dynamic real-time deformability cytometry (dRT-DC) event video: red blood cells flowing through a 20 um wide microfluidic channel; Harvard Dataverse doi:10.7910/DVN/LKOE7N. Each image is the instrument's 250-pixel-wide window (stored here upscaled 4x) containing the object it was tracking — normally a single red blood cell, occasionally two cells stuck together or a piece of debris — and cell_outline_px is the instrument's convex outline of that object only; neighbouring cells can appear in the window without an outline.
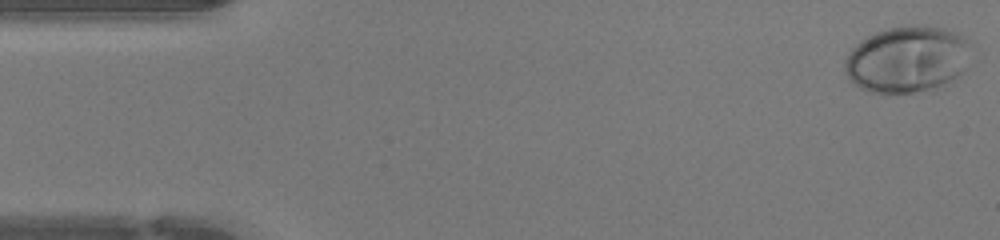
{"species": "human", "species_latin": "Homo sapiens", "temperature_condition": "warm", "stored_images_in_passage": 7, "camera_frame_rate_fps": 3000, "um_per_image_px": 0.085, "donor": {"sex": "female"}, "frame": {"image": 1, "passage_image": 1, "time_ms": 0.0, "image_size_px": [1000, 240], "cell_outline_px": [[972, 48], [964, 68], [944, 88], [932, 92], [888, 96], [884, 96], [868, 92], [860, 88], [848, 76], [844, 68], [844, 64], [848, 52], [860, 40], [876, 32], [888, 28], [904, 24], [924, 24], [944, 28], [956, 32], [972, 40]], "centroid_in_image_um": [77.15, 5.08], "position_along_channel_um": 7.8, "area_um2": 50.92}}